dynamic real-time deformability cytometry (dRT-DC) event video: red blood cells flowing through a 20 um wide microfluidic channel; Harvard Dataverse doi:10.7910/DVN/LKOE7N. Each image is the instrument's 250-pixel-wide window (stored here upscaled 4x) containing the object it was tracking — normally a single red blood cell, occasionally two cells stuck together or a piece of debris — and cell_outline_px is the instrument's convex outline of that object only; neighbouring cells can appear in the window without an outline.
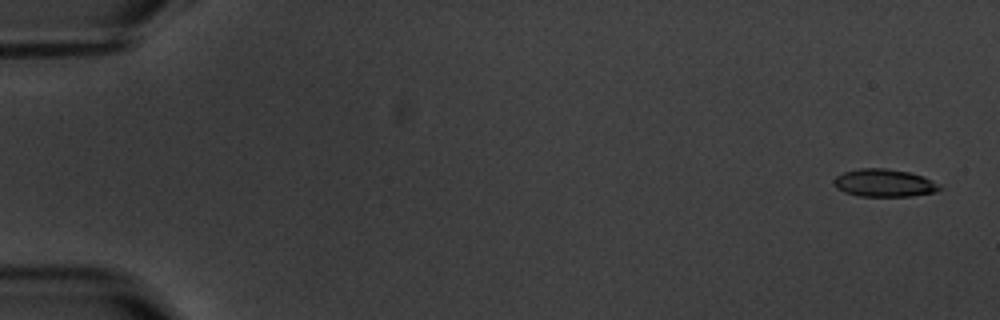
{"species": "common noctule bat (a hibernating species)", "species_latin": "Nyctalus noctula", "temperature_condition": "warm", "stored_images_in_passage": 11, "camera_frame_rate_fps": 3000, "um_per_image_px": 0.085, "animal": {"sex": "male", "body_mass_g": 20.1, "forearm_length_mm": 53.5}, "frame": {"image": 1, "passage_image": 1, "time_ms": 0.0, "image_size_px": [1000, 320], "cell_outline_px": [[944, 188], [936, 192], [912, 196], [860, 196], [844, 192], [836, 188], [832, 184], [832, 180], [836, 176], [844, 172], [860, 168], [884, 168], [908, 172], [924, 176]], "centroid_in_image_um": [75.14, 15.55], "position_along_channel_um": 9.9, "area_um2": 17.17}}
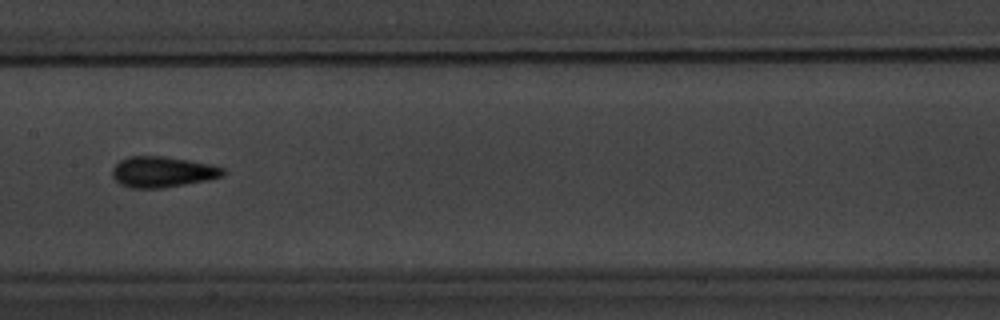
{"frame": {"image": 2, "passage_image": 8, "time_ms": 9.333, "image_size_px": [1000, 320], "cell_outline_px": [[224, 176], [208, 180], [164, 188], [132, 188], [120, 184], [112, 176], [112, 168], [120, 160], [128, 156], [164, 156], [188, 160], [208, 164], [224, 168]], "centroid_in_image_um": [13.79, 14.61], "position_along_channel_um": 193.6, "area_um2": 19.88}}